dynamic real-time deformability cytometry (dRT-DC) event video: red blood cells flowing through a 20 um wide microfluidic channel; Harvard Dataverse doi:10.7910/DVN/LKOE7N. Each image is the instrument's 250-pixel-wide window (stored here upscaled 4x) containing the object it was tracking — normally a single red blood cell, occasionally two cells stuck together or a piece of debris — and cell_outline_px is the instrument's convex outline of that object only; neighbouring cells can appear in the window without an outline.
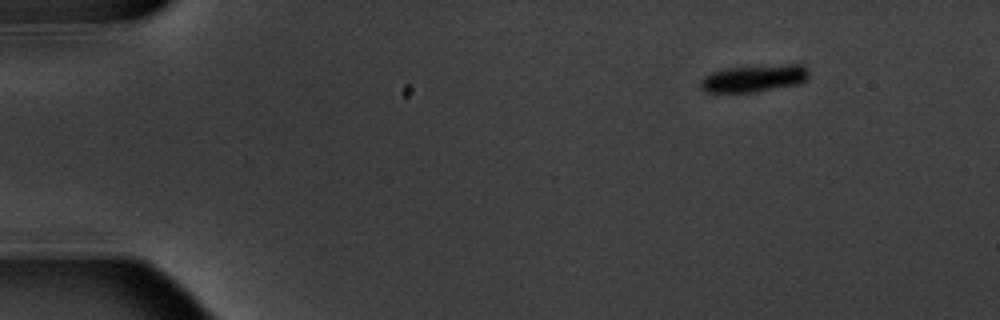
{"species": "common noctule bat (a hibernating species)", "species_latin": "Nyctalus noctula", "temperature_condition": "warm", "stored_images_in_passage": 5, "camera_frame_rate_fps": 3000, "um_per_image_px": 0.085, "animal": {"sex": "male", "body_mass_g": 20.1, "forearm_length_mm": 53.5}, "frame": {"image": 1, "passage_image": 5, "time_ms": 4.667, "image_size_px": [1000, 320], "cell_outline_px": [[808, 80], [796, 84], [756, 92], [704, 92], [700, 88], [700, 80], [704, 76], [712, 72], [728, 68], [784, 64], [804, 64], [808, 68]], "centroid_in_image_um": [64.1, 6.65], "position_along_channel_um": 20.9, "area_um2": 17.22}}